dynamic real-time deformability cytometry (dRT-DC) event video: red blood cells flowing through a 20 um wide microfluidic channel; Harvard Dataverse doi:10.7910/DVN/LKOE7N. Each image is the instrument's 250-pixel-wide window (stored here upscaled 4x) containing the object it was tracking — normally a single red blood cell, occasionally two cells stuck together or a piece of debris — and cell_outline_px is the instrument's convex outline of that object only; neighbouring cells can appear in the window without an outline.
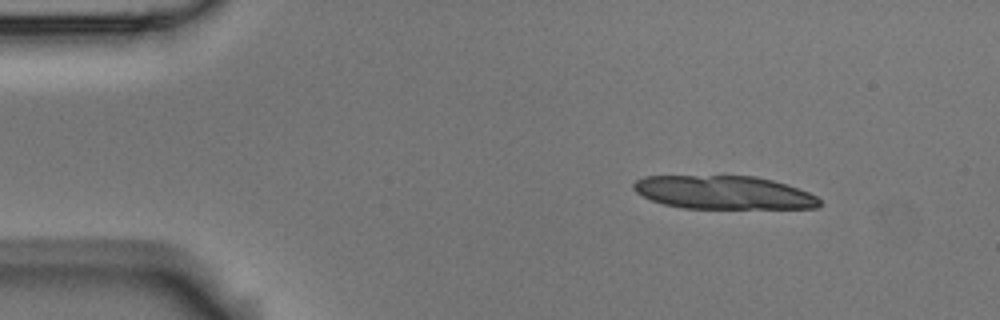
{"species": "Egyptian fruit bat (a non-hibernating species)", "species_latin": "Rousettus aegyptiacus", "temperature_condition": "room temperature", "stored_images_in_passage": 4, "camera_frame_rate_fps": 3000, "um_per_image_px": 0.085, "animal": {"sex": "male"}, "frame": {"image": 1, "passage_image": 2, "time_ms": 0.333, "image_size_px": [1000, 320], "cell_outline_px": [[820, 204], [816, 208], [684, 208], [664, 204], [652, 200], [636, 192], [632, 188], [632, 184], [636, 180], [644, 176], [756, 176], [788, 184], [808, 192], [816, 196], [820, 200]], "centroid_in_image_um": [61.5, 16.35], "position_along_channel_um": 23.5, "area_um2": 36.07}}